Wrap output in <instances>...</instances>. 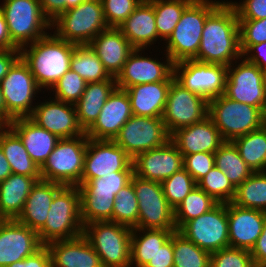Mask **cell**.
<instances>
[{
	"mask_svg": "<svg viewBox=\"0 0 266 267\" xmlns=\"http://www.w3.org/2000/svg\"><path fill=\"white\" fill-rule=\"evenodd\" d=\"M242 57L237 12L230 1H222L208 16L194 60L229 66Z\"/></svg>",
	"mask_w": 266,
	"mask_h": 267,
	"instance_id": "obj_1",
	"label": "cell"
},
{
	"mask_svg": "<svg viewBox=\"0 0 266 267\" xmlns=\"http://www.w3.org/2000/svg\"><path fill=\"white\" fill-rule=\"evenodd\" d=\"M76 44L58 38L50 32L34 43L20 49L41 90H51L57 81L70 70V58ZM43 88V89H42Z\"/></svg>",
	"mask_w": 266,
	"mask_h": 267,
	"instance_id": "obj_2",
	"label": "cell"
},
{
	"mask_svg": "<svg viewBox=\"0 0 266 267\" xmlns=\"http://www.w3.org/2000/svg\"><path fill=\"white\" fill-rule=\"evenodd\" d=\"M220 0H193L184 10L173 33L165 42V52L173 63L194 60L197 56L207 16Z\"/></svg>",
	"mask_w": 266,
	"mask_h": 267,
	"instance_id": "obj_3",
	"label": "cell"
},
{
	"mask_svg": "<svg viewBox=\"0 0 266 267\" xmlns=\"http://www.w3.org/2000/svg\"><path fill=\"white\" fill-rule=\"evenodd\" d=\"M79 186H62L50 205L46 223L37 232L43 245L83 235Z\"/></svg>",
	"mask_w": 266,
	"mask_h": 267,
	"instance_id": "obj_4",
	"label": "cell"
},
{
	"mask_svg": "<svg viewBox=\"0 0 266 267\" xmlns=\"http://www.w3.org/2000/svg\"><path fill=\"white\" fill-rule=\"evenodd\" d=\"M133 171H117L101 178L81 181L79 185L82 224L111 221L114 199L126 186Z\"/></svg>",
	"mask_w": 266,
	"mask_h": 267,
	"instance_id": "obj_5",
	"label": "cell"
},
{
	"mask_svg": "<svg viewBox=\"0 0 266 267\" xmlns=\"http://www.w3.org/2000/svg\"><path fill=\"white\" fill-rule=\"evenodd\" d=\"M208 117L224 141H232L266 124V113L261 108L231 100L224 94L208 101Z\"/></svg>",
	"mask_w": 266,
	"mask_h": 267,
	"instance_id": "obj_6",
	"label": "cell"
},
{
	"mask_svg": "<svg viewBox=\"0 0 266 267\" xmlns=\"http://www.w3.org/2000/svg\"><path fill=\"white\" fill-rule=\"evenodd\" d=\"M106 28L101 0H85L51 22V30L58 38L76 45H88Z\"/></svg>",
	"mask_w": 266,
	"mask_h": 267,
	"instance_id": "obj_7",
	"label": "cell"
},
{
	"mask_svg": "<svg viewBox=\"0 0 266 267\" xmlns=\"http://www.w3.org/2000/svg\"><path fill=\"white\" fill-rule=\"evenodd\" d=\"M132 228L111 221L85 224L83 236L99 255L103 267H130Z\"/></svg>",
	"mask_w": 266,
	"mask_h": 267,
	"instance_id": "obj_8",
	"label": "cell"
},
{
	"mask_svg": "<svg viewBox=\"0 0 266 267\" xmlns=\"http://www.w3.org/2000/svg\"><path fill=\"white\" fill-rule=\"evenodd\" d=\"M88 139L85 133L73 138L59 139L53 152L40 168L42 180L63 186H79Z\"/></svg>",
	"mask_w": 266,
	"mask_h": 267,
	"instance_id": "obj_9",
	"label": "cell"
},
{
	"mask_svg": "<svg viewBox=\"0 0 266 267\" xmlns=\"http://www.w3.org/2000/svg\"><path fill=\"white\" fill-rule=\"evenodd\" d=\"M1 4L11 41L19 49L49 34L48 29L51 31V21L38 0H4Z\"/></svg>",
	"mask_w": 266,
	"mask_h": 267,
	"instance_id": "obj_10",
	"label": "cell"
},
{
	"mask_svg": "<svg viewBox=\"0 0 266 267\" xmlns=\"http://www.w3.org/2000/svg\"><path fill=\"white\" fill-rule=\"evenodd\" d=\"M6 104V125L13 119L30 117L37 104V93L41 89L37 85L27 63L20 56L0 82ZM40 91V92H39Z\"/></svg>",
	"mask_w": 266,
	"mask_h": 267,
	"instance_id": "obj_11",
	"label": "cell"
},
{
	"mask_svg": "<svg viewBox=\"0 0 266 267\" xmlns=\"http://www.w3.org/2000/svg\"><path fill=\"white\" fill-rule=\"evenodd\" d=\"M131 181L138 200V223L134 228L177 230L174 209L164 196L162 184L135 174Z\"/></svg>",
	"mask_w": 266,
	"mask_h": 267,
	"instance_id": "obj_12",
	"label": "cell"
},
{
	"mask_svg": "<svg viewBox=\"0 0 266 267\" xmlns=\"http://www.w3.org/2000/svg\"><path fill=\"white\" fill-rule=\"evenodd\" d=\"M178 231L210 254L230 247L227 204L218 203L210 211L187 221Z\"/></svg>",
	"mask_w": 266,
	"mask_h": 267,
	"instance_id": "obj_13",
	"label": "cell"
},
{
	"mask_svg": "<svg viewBox=\"0 0 266 267\" xmlns=\"http://www.w3.org/2000/svg\"><path fill=\"white\" fill-rule=\"evenodd\" d=\"M208 117V100L171 82L162 119L170 136L178 129L199 123Z\"/></svg>",
	"mask_w": 266,
	"mask_h": 267,
	"instance_id": "obj_14",
	"label": "cell"
},
{
	"mask_svg": "<svg viewBox=\"0 0 266 267\" xmlns=\"http://www.w3.org/2000/svg\"><path fill=\"white\" fill-rule=\"evenodd\" d=\"M264 75L265 71L242 56L227 66L224 95L231 100L259 107L266 113Z\"/></svg>",
	"mask_w": 266,
	"mask_h": 267,
	"instance_id": "obj_15",
	"label": "cell"
},
{
	"mask_svg": "<svg viewBox=\"0 0 266 267\" xmlns=\"http://www.w3.org/2000/svg\"><path fill=\"white\" fill-rule=\"evenodd\" d=\"M170 137L161 117L133 115L114 141L133 159L139 153L164 146Z\"/></svg>",
	"mask_w": 266,
	"mask_h": 267,
	"instance_id": "obj_16",
	"label": "cell"
},
{
	"mask_svg": "<svg viewBox=\"0 0 266 267\" xmlns=\"http://www.w3.org/2000/svg\"><path fill=\"white\" fill-rule=\"evenodd\" d=\"M174 78L184 88L209 101L224 94L227 66L184 60L174 64Z\"/></svg>",
	"mask_w": 266,
	"mask_h": 267,
	"instance_id": "obj_17",
	"label": "cell"
},
{
	"mask_svg": "<svg viewBox=\"0 0 266 267\" xmlns=\"http://www.w3.org/2000/svg\"><path fill=\"white\" fill-rule=\"evenodd\" d=\"M145 49L135 48L126 60L122 71L116 77L117 88H126L161 81H173L174 63L171 58L164 54V61L158 58L143 56Z\"/></svg>",
	"mask_w": 266,
	"mask_h": 267,
	"instance_id": "obj_18",
	"label": "cell"
},
{
	"mask_svg": "<svg viewBox=\"0 0 266 267\" xmlns=\"http://www.w3.org/2000/svg\"><path fill=\"white\" fill-rule=\"evenodd\" d=\"M117 171H133L132 158L114 140L89 138L81 181L101 178Z\"/></svg>",
	"mask_w": 266,
	"mask_h": 267,
	"instance_id": "obj_19",
	"label": "cell"
},
{
	"mask_svg": "<svg viewBox=\"0 0 266 267\" xmlns=\"http://www.w3.org/2000/svg\"><path fill=\"white\" fill-rule=\"evenodd\" d=\"M42 246L35 230L16 219H0V267L24 260Z\"/></svg>",
	"mask_w": 266,
	"mask_h": 267,
	"instance_id": "obj_20",
	"label": "cell"
},
{
	"mask_svg": "<svg viewBox=\"0 0 266 267\" xmlns=\"http://www.w3.org/2000/svg\"><path fill=\"white\" fill-rule=\"evenodd\" d=\"M40 102L29 117L39 127L46 129L59 139L73 138L85 132L79 126L74 104L63 102L55 98Z\"/></svg>",
	"mask_w": 266,
	"mask_h": 267,
	"instance_id": "obj_21",
	"label": "cell"
},
{
	"mask_svg": "<svg viewBox=\"0 0 266 267\" xmlns=\"http://www.w3.org/2000/svg\"><path fill=\"white\" fill-rule=\"evenodd\" d=\"M132 164L138 177L162 183L183 168V155L169 140L164 146L139 153L132 159Z\"/></svg>",
	"mask_w": 266,
	"mask_h": 267,
	"instance_id": "obj_22",
	"label": "cell"
},
{
	"mask_svg": "<svg viewBox=\"0 0 266 267\" xmlns=\"http://www.w3.org/2000/svg\"><path fill=\"white\" fill-rule=\"evenodd\" d=\"M133 116L125 90L116 88L105 102L95 122L85 131L94 140H114L121 127Z\"/></svg>",
	"mask_w": 266,
	"mask_h": 267,
	"instance_id": "obj_23",
	"label": "cell"
},
{
	"mask_svg": "<svg viewBox=\"0 0 266 267\" xmlns=\"http://www.w3.org/2000/svg\"><path fill=\"white\" fill-rule=\"evenodd\" d=\"M230 247L251 251L262 233L266 212L227 203Z\"/></svg>",
	"mask_w": 266,
	"mask_h": 267,
	"instance_id": "obj_24",
	"label": "cell"
},
{
	"mask_svg": "<svg viewBox=\"0 0 266 267\" xmlns=\"http://www.w3.org/2000/svg\"><path fill=\"white\" fill-rule=\"evenodd\" d=\"M112 77L122 71L131 52L135 49L118 27H108L89 44Z\"/></svg>",
	"mask_w": 266,
	"mask_h": 267,
	"instance_id": "obj_25",
	"label": "cell"
},
{
	"mask_svg": "<svg viewBox=\"0 0 266 267\" xmlns=\"http://www.w3.org/2000/svg\"><path fill=\"white\" fill-rule=\"evenodd\" d=\"M170 140L183 156L203 152L215 153L225 142L209 117L199 123L176 130Z\"/></svg>",
	"mask_w": 266,
	"mask_h": 267,
	"instance_id": "obj_26",
	"label": "cell"
},
{
	"mask_svg": "<svg viewBox=\"0 0 266 267\" xmlns=\"http://www.w3.org/2000/svg\"><path fill=\"white\" fill-rule=\"evenodd\" d=\"M52 267H103L101 259L88 240L79 236L46 244Z\"/></svg>",
	"mask_w": 266,
	"mask_h": 267,
	"instance_id": "obj_27",
	"label": "cell"
},
{
	"mask_svg": "<svg viewBox=\"0 0 266 267\" xmlns=\"http://www.w3.org/2000/svg\"><path fill=\"white\" fill-rule=\"evenodd\" d=\"M8 126L19 136L31 159L41 168L53 152L59 138L39 127L29 117L13 119Z\"/></svg>",
	"mask_w": 266,
	"mask_h": 267,
	"instance_id": "obj_28",
	"label": "cell"
},
{
	"mask_svg": "<svg viewBox=\"0 0 266 267\" xmlns=\"http://www.w3.org/2000/svg\"><path fill=\"white\" fill-rule=\"evenodd\" d=\"M118 28L134 48L147 49L159 41L155 11L149 0H143Z\"/></svg>",
	"mask_w": 266,
	"mask_h": 267,
	"instance_id": "obj_29",
	"label": "cell"
},
{
	"mask_svg": "<svg viewBox=\"0 0 266 267\" xmlns=\"http://www.w3.org/2000/svg\"><path fill=\"white\" fill-rule=\"evenodd\" d=\"M62 186L56 182L37 181L25 201L22 213L16 220L38 232L46 223L50 205Z\"/></svg>",
	"mask_w": 266,
	"mask_h": 267,
	"instance_id": "obj_30",
	"label": "cell"
},
{
	"mask_svg": "<svg viewBox=\"0 0 266 267\" xmlns=\"http://www.w3.org/2000/svg\"><path fill=\"white\" fill-rule=\"evenodd\" d=\"M171 82L161 81L126 88L133 115L162 117Z\"/></svg>",
	"mask_w": 266,
	"mask_h": 267,
	"instance_id": "obj_31",
	"label": "cell"
},
{
	"mask_svg": "<svg viewBox=\"0 0 266 267\" xmlns=\"http://www.w3.org/2000/svg\"><path fill=\"white\" fill-rule=\"evenodd\" d=\"M41 177L11 174L0 182V219H17L32 187Z\"/></svg>",
	"mask_w": 266,
	"mask_h": 267,
	"instance_id": "obj_32",
	"label": "cell"
},
{
	"mask_svg": "<svg viewBox=\"0 0 266 267\" xmlns=\"http://www.w3.org/2000/svg\"><path fill=\"white\" fill-rule=\"evenodd\" d=\"M116 88V79L87 83L82 96L74 104L78 124L84 132L95 122L105 102Z\"/></svg>",
	"mask_w": 266,
	"mask_h": 267,
	"instance_id": "obj_33",
	"label": "cell"
},
{
	"mask_svg": "<svg viewBox=\"0 0 266 267\" xmlns=\"http://www.w3.org/2000/svg\"><path fill=\"white\" fill-rule=\"evenodd\" d=\"M0 148L13 174L41 177L40 168L31 159L19 136L8 126H0Z\"/></svg>",
	"mask_w": 266,
	"mask_h": 267,
	"instance_id": "obj_34",
	"label": "cell"
},
{
	"mask_svg": "<svg viewBox=\"0 0 266 267\" xmlns=\"http://www.w3.org/2000/svg\"><path fill=\"white\" fill-rule=\"evenodd\" d=\"M174 231L132 228L130 267H145Z\"/></svg>",
	"mask_w": 266,
	"mask_h": 267,
	"instance_id": "obj_35",
	"label": "cell"
},
{
	"mask_svg": "<svg viewBox=\"0 0 266 267\" xmlns=\"http://www.w3.org/2000/svg\"><path fill=\"white\" fill-rule=\"evenodd\" d=\"M231 142L253 172L266 171V124Z\"/></svg>",
	"mask_w": 266,
	"mask_h": 267,
	"instance_id": "obj_36",
	"label": "cell"
},
{
	"mask_svg": "<svg viewBox=\"0 0 266 267\" xmlns=\"http://www.w3.org/2000/svg\"><path fill=\"white\" fill-rule=\"evenodd\" d=\"M70 70L87 83L102 82L112 77L89 45H76L70 58Z\"/></svg>",
	"mask_w": 266,
	"mask_h": 267,
	"instance_id": "obj_37",
	"label": "cell"
},
{
	"mask_svg": "<svg viewBox=\"0 0 266 267\" xmlns=\"http://www.w3.org/2000/svg\"><path fill=\"white\" fill-rule=\"evenodd\" d=\"M214 158L215 166L226 175L235 188L253 173L231 141H225L214 153Z\"/></svg>",
	"mask_w": 266,
	"mask_h": 267,
	"instance_id": "obj_38",
	"label": "cell"
},
{
	"mask_svg": "<svg viewBox=\"0 0 266 267\" xmlns=\"http://www.w3.org/2000/svg\"><path fill=\"white\" fill-rule=\"evenodd\" d=\"M232 203L266 212V171L253 172L236 188Z\"/></svg>",
	"mask_w": 266,
	"mask_h": 267,
	"instance_id": "obj_39",
	"label": "cell"
},
{
	"mask_svg": "<svg viewBox=\"0 0 266 267\" xmlns=\"http://www.w3.org/2000/svg\"><path fill=\"white\" fill-rule=\"evenodd\" d=\"M154 7L159 39L165 42L173 33L185 8L193 0H149Z\"/></svg>",
	"mask_w": 266,
	"mask_h": 267,
	"instance_id": "obj_40",
	"label": "cell"
},
{
	"mask_svg": "<svg viewBox=\"0 0 266 267\" xmlns=\"http://www.w3.org/2000/svg\"><path fill=\"white\" fill-rule=\"evenodd\" d=\"M217 204L218 202L196 186L174 209L176 229L179 230L187 221L210 211Z\"/></svg>",
	"mask_w": 266,
	"mask_h": 267,
	"instance_id": "obj_41",
	"label": "cell"
},
{
	"mask_svg": "<svg viewBox=\"0 0 266 267\" xmlns=\"http://www.w3.org/2000/svg\"><path fill=\"white\" fill-rule=\"evenodd\" d=\"M174 267H210L209 252L188 240L178 230L173 232Z\"/></svg>",
	"mask_w": 266,
	"mask_h": 267,
	"instance_id": "obj_42",
	"label": "cell"
},
{
	"mask_svg": "<svg viewBox=\"0 0 266 267\" xmlns=\"http://www.w3.org/2000/svg\"><path fill=\"white\" fill-rule=\"evenodd\" d=\"M112 222L130 228H134L138 223V200L132 181L124 186L114 199Z\"/></svg>",
	"mask_w": 266,
	"mask_h": 267,
	"instance_id": "obj_43",
	"label": "cell"
},
{
	"mask_svg": "<svg viewBox=\"0 0 266 267\" xmlns=\"http://www.w3.org/2000/svg\"><path fill=\"white\" fill-rule=\"evenodd\" d=\"M197 186L218 203L232 202L236 193V188L216 166L197 182Z\"/></svg>",
	"mask_w": 266,
	"mask_h": 267,
	"instance_id": "obj_44",
	"label": "cell"
},
{
	"mask_svg": "<svg viewBox=\"0 0 266 267\" xmlns=\"http://www.w3.org/2000/svg\"><path fill=\"white\" fill-rule=\"evenodd\" d=\"M161 184L164 196L173 209L197 186V182L184 168L165 179Z\"/></svg>",
	"mask_w": 266,
	"mask_h": 267,
	"instance_id": "obj_45",
	"label": "cell"
},
{
	"mask_svg": "<svg viewBox=\"0 0 266 267\" xmlns=\"http://www.w3.org/2000/svg\"><path fill=\"white\" fill-rule=\"evenodd\" d=\"M87 82L76 72L68 70L52 87L53 98L75 104L85 91Z\"/></svg>",
	"mask_w": 266,
	"mask_h": 267,
	"instance_id": "obj_46",
	"label": "cell"
},
{
	"mask_svg": "<svg viewBox=\"0 0 266 267\" xmlns=\"http://www.w3.org/2000/svg\"><path fill=\"white\" fill-rule=\"evenodd\" d=\"M210 267H255L250 251L227 247L210 256Z\"/></svg>",
	"mask_w": 266,
	"mask_h": 267,
	"instance_id": "obj_47",
	"label": "cell"
},
{
	"mask_svg": "<svg viewBox=\"0 0 266 267\" xmlns=\"http://www.w3.org/2000/svg\"><path fill=\"white\" fill-rule=\"evenodd\" d=\"M143 0H101L108 27H119Z\"/></svg>",
	"mask_w": 266,
	"mask_h": 267,
	"instance_id": "obj_48",
	"label": "cell"
},
{
	"mask_svg": "<svg viewBox=\"0 0 266 267\" xmlns=\"http://www.w3.org/2000/svg\"><path fill=\"white\" fill-rule=\"evenodd\" d=\"M242 54L251 46L266 41V18L261 20H238Z\"/></svg>",
	"mask_w": 266,
	"mask_h": 267,
	"instance_id": "obj_49",
	"label": "cell"
},
{
	"mask_svg": "<svg viewBox=\"0 0 266 267\" xmlns=\"http://www.w3.org/2000/svg\"><path fill=\"white\" fill-rule=\"evenodd\" d=\"M215 166L214 153L203 152L183 156V168L198 182Z\"/></svg>",
	"mask_w": 266,
	"mask_h": 267,
	"instance_id": "obj_50",
	"label": "cell"
},
{
	"mask_svg": "<svg viewBox=\"0 0 266 267\" xmlns=\"http://www.w3.org/2000/svg\"><path fill=\"white\" fill-rule=\"evenodd\" d=\"M238 20H261L266 18V0H243L232 2Z\"/></svg>",
	"mask_w": 266,
	"mask_h": 267,
	"instance_id": "obj_51",
	"label": "cell"
},
{
	"mask_svg": "<svg viewBox=\"0 0 266 267\" xmlns=\"http://www.w3.org/2000/svg\"><path fill=\"white\" fill-rule=\"evenodd\" d=\"M7 267H52L50 253L43 245L34 254L26 257L24 260L14 262Z\"/></svg>",
	"mask_w": 266,
	"mask_h": 267,
	"instance_id": "obj_52",
	"label": "cell"
},
{
	"mask_svg": "<svg viewBox=\"0 0 266 267\" xmlns=\"http://www.w3.org/2000/svg\"><path fill=\"white\" fill-rule=\"evenodd\" d=\"M173 234L145 267H174Z\"/></svg>",
	"mask_w": 266,
	"mask_h": 267,
	"instance_id": "obj_53",
	"label": "cell"
},
{
	"mask_svg": "<svg viewBox=\"0 0 266 267\" xmlns=\"http://www.w3.org/2000/svg\"><path fill=\"white\" fill-rule=\"evenodd\" d=\"M242 56L261 70L266 71V41L251 45Z\"/></svg>",
	"mask_w": 266,
	"mask_h": 267,
	"instance_id": "obj_54",
	"label": "cell"
},
{
	"mask_svg": "<svg viewBox=\"0 0 266 267\" xmlns=\"http://www.w3.org/2000/svg\"><path fill=\"white\" fill-rule=\"evenodd\" d=\"M255 267H266V219L262 233L250 251Z\"/></svg>",
	"mask_w": 266,
	"mask_h": 267,
	"instance_id": "obj_55",
	"label": "cell"
},
{
	"mask_svg": "<svg viewBox=\"0 0 266 267\" xmlns=\"http://www.w3.org/2000/svg\"><path fill=\"white\" fill-rule=\"evenodd\" d=\"M43 14L53 22L61 13L66 11L64 0H38Z\"/></svg>",
	"mask_w": 266,
	"mask_h": 267,
	"instance_id": "obj_56",
	"label": "cell"
},
{
	"mask_svg": "<svg viewBox=\"0 0 266 267\" xmlns=\"http://www.w3.org/2000/svg\"><path fill=\"white\" fill-rule=\"evenodd\" d=\"M20 57V49L0 50V82Z\"/></svg>",
	"mask_w": 266,
	"mask_h": 267,
	"instance_id": "obj_57",
	"label": "cell"
},
{
	"mask_svg": "<svg viewBox=\"0 0 266 267\" xmlns=\"http://www.w3.org/2000/svg\"><path fill=\"white\" fill-rule=\"evenodd\" d=\"M19 49L10 38L6 19L0 8V50Z\"/></svg>",
	"mask_w": 266,
	"mask_h": 267,
	"instance_id": "obj_58",
	"label": "cell"
},
{
	"mask_svg": "<svg viewBox=\"0 0 266 267\" xmlns=\"http://www.w3.org/2000/svg\"><path fill=\"white\" fill-rule=\"evenodd\" d=\"M12 174L11 167L7 158L4 156L3 151L0 148V182L7 179Z\"/></svg>",
	"mask_w": 266,
	"mask_h": 267,
	"instance_id": "obj_59",
	"label": "cell"
},
{
	"mask_svg": "<svg viewBox=\"0 0 266 267\" xmlns=\"http://www.w3.org/2000/svg\"><path fill=\"white\" fill-rule=\"evenodd\" d=\"M6 125V104L0 87V126Z\"/></svg>",
	"mask_w": 266,
	"mask_h": 267,
	"instance_id": "obj_60",
	"label": "cell"
},
{
	"mask_svg": "<svg viewBox=\"0 0 266 267\" xmlns=\"http://www.w3.org/2000/svg\"><path fill=\"white\" fill-rule=\"evenodd\" d=\"M66 2V10L77 7L80 3L84 2L85 0H64Z\"/></svg>",
	"mask_w": 266,
	"mask_h": 267,
	"instance_id": "obj_61",
	"label": "cell"
},
{
	"mask_svg": "<svg viewBox=\"0 0 266 267\" xmlns=\"http://www.w3.org/2000/svg\"><path fill=\"white\" fill-rule=\"evenodd\" d=\"M264 91H265V98H266V71L264 75Z\"/></svg>",
	"mask_w": 266,
	"mask_h": 267,
	"instance_id": "obj_62",
	"label": "cell"
}]
</instances>
